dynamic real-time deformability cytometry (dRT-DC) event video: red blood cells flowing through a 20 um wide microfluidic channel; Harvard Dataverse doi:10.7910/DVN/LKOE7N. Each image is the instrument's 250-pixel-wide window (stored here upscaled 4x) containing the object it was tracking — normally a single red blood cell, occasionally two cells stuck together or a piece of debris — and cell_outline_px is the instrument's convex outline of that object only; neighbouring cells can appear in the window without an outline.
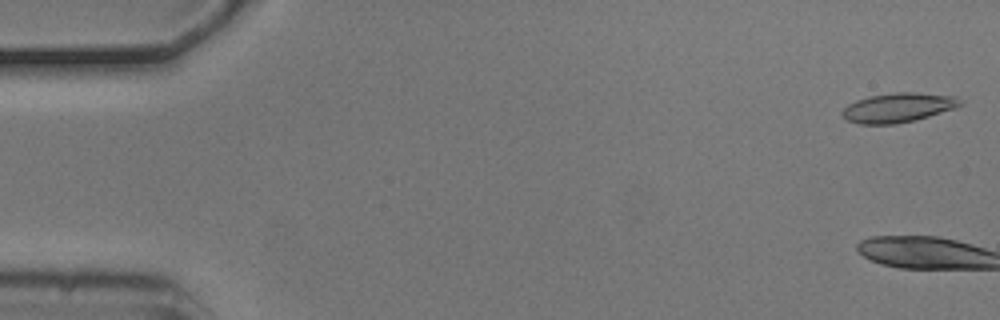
{"species": "common noctule bat (a hibernating species)", "species_latin": "Nyctalus noctula", "temperature_condition": "cold", "stored_images_in_passage": 5, "camera_frame_rate_fps": 3000, "um_per_image_px": 0.085, "animal": {"sex": "male", "body_mass_g": 20.5, "forearm_length_mm": 52.5}, "frame": {"image": 1, "passage_image": 1, "time_ms": 0.0, "image_size_px": [1000, 320], "cell_outline_px": [[964, 104], [956, 108], [916, 120], [896, 124], [860, 124], [848, 120], [840, 112], [848, 104], [856, 100], [868, 96], [896, 92], [916, 92], [956, 96], [964, 100]], "centroid_in_image_um": [76.39, 9.14], "position_along_channel_um": 8.6, "area_um2": 20.46}}